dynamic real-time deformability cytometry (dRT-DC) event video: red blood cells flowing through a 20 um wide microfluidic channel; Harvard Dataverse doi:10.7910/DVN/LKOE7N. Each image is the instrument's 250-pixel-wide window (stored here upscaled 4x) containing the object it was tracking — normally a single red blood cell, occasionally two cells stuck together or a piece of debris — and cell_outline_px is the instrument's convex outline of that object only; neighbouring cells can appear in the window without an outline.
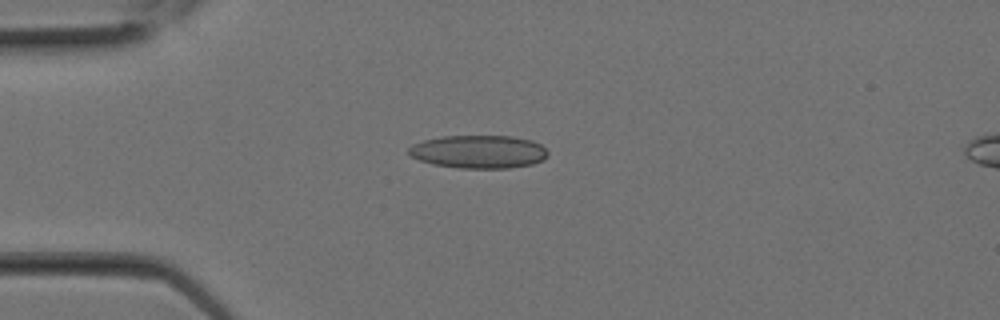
{"species": "Egyptian fruit bat (a non-hibernating species)", "species_latin": "Rousettus aegyptiacus", "temperature_condition": "room temperature", "stored_images_in_passage": 19, "camera_frame_rate_fps": 3000, "um_per_image_px": 0.085, "animal": {"sex": "female"}, "frame": {"image": 1, "passage_image": 1, "time_ms": 0.0, "image_size_px": [1000, 320], "cell_outline_px": [[548, 156], [544, 160], [532, 164], [512, 168], [460, 168], [432, 164], [420, 160], [412, 156], [408, 152], [408, 148], [412, 144], [424, 140], [444, 136], [512, 136], [532, 140], [540, 144], [548, 152]], "centroid_in_image_um": [40.71, 12.9], "position_along_channel_um": 44.3, "area_um2": 26.93}}
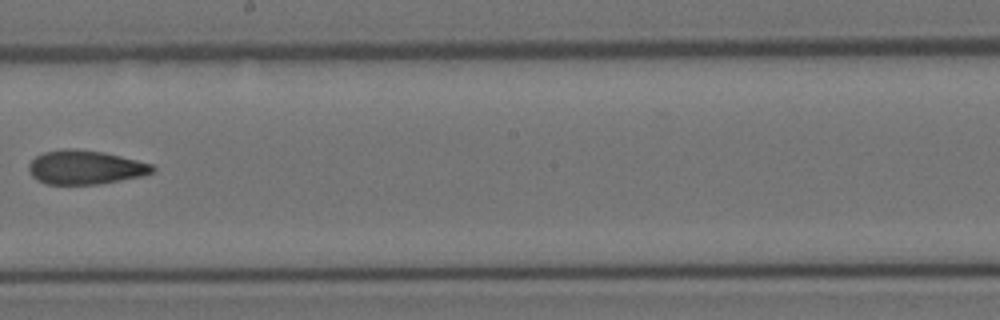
{"frame": {"image": 2, "passage_image": 9, "time_ms": 2.667, "image_size_px": [1000, 320], "cell_outline_px": [[156, 168], [152, 172], [144, 176], [96, 184], [44, 184], [36, 180], [32, 176], [28, 168], [28, 164], [36, 156], [44, 152], [64, 148], [76, 148], [104, 152], [152, 164]], "centroid_in_image_um": [7.22, 14.22], "position_along_channel_um": 241.0, "area_um2": 24.57}}
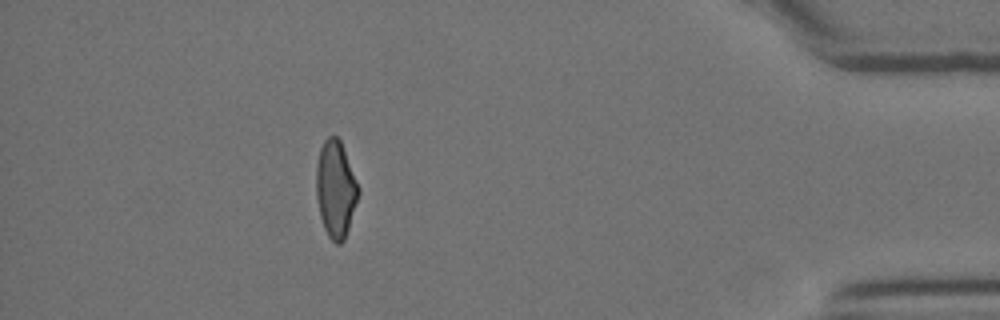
{"frame": {"image": 3, "passage_image": 17, "time_ms": 5.333, "image_size_px": [1000, 320], "cell_outline_px": [[360, 192], [344, 240], [340, 244], [336, 244], [328, 236], [324, 228], [320, 216], [316, 196], [316, 164], [320, 148], [324, 140], [328, 136], [336, 136], [340, 140], [360, 188]], "centroid_in_image_um": [28.52, 16.06], "position_along_channel_um": 406.7, "area_um2": 23.76}}